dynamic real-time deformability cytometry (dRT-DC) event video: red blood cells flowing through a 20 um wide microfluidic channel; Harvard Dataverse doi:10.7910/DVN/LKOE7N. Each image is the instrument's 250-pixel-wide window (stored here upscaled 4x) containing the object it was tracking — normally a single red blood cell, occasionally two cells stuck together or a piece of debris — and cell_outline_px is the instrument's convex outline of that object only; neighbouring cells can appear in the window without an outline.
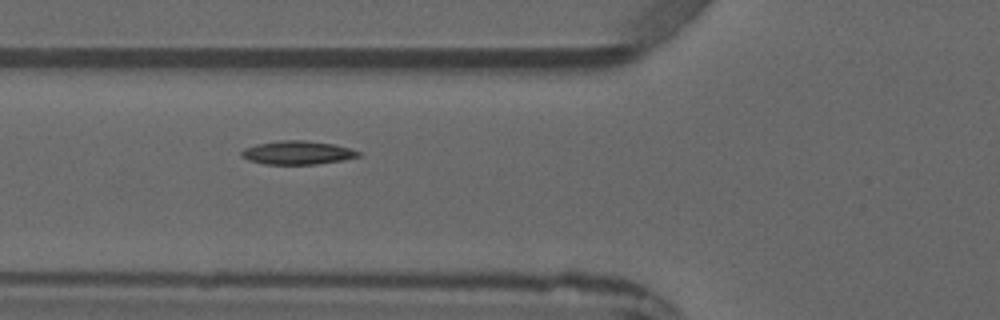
{"species": "common noctule bat (a hibernating species)", "species_latin": "Nyctalus noctula", "temperature_condition": "warm", "stored_images_in_passage": 6, "camera_frame_rate_fps": 3000, "um_per_image_px": 0.085, "animal": {"sex": "male", "forearm_length_mm": 52.5}, "frame": {"image": 1, "passage_image": 6, "time_ms": 7.0, "image_size_px": [1000, 320], "cell_outline_px": [[360, 156], [344, 160], [316, 164], [264, 164], [248, 160], [240, 156], [240, 152], [244, 148], [256, 144], [280, 140], [304, 140], [332, 144], [348, 148], [360, 152]], "centroid_in_image_um": [25.24, 12.98], "position_along_channel_um": 100.6, "area_um2": 16.01}}